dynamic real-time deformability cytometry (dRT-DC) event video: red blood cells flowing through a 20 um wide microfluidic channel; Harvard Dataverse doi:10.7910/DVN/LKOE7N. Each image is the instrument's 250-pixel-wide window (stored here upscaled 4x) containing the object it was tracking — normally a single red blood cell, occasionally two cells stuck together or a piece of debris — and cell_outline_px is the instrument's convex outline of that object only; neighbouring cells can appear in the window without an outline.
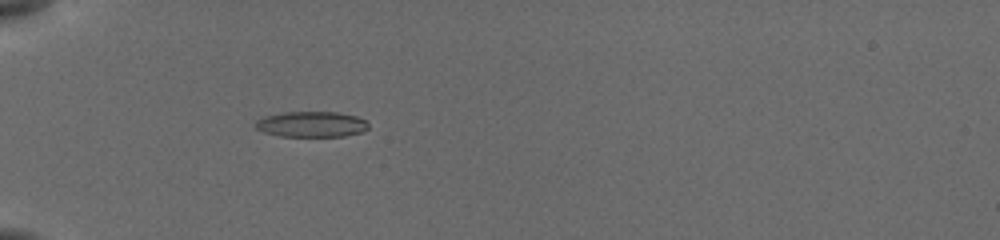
{"species": "common noctule bat (a hibernating species)", "species_latin": "Nyctalus noctula", "temperature_condition": "cold", "stored_images_in_passage": 6, "camera_frame_rate_fps": 3000, "um_per_image_px": 0.085, "animal": {"sex": "female", "body_mass_g": 19.5, "forearm_length_mm": 54.1}, "frame": {"image": 1, "passage_image": 2, "time_ms": 0.333, "image_size_px": [1000, 240], "cell_outline_px": [[368, 128], [360, 132], [344, 136], [280, 136], [264, 132], [256, 128], [256, 120], [264, 116], [280, 112], [336, 112], [356, 116], [364, 120], [368, 124]], "centroid_in_image_um": [26.44, 10.55], "position_along_channel_um": 58.6, "area_um2": 16.76}}
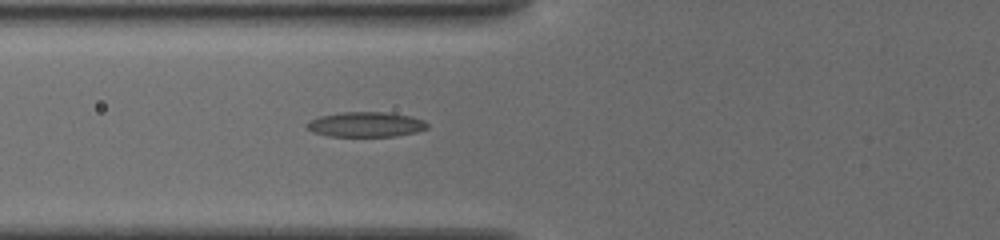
{"frame": {"image": 2, "passage_image": 6, "time_ms": 1.667, "image_size_px": [1000, 240], "cell_outline_px": [[428, 128], [416, 132], [396, 136], [328, 136], [312, 132], [304, 128], [304, 124], [308, 120], [320, 116], [340, 112], [388, 112], [412, 116], [424, 120], [428, 124]], "centroid_in_image_um": [31.05, 10.57], "position_along_channel_um": 94.7, "area_um2": 17.86}}